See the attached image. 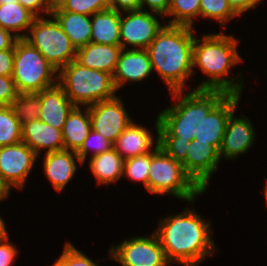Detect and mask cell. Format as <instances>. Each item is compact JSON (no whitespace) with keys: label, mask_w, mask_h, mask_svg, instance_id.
Segmentation results:
<instances>
[{"label":"cell","mask_w":267,"mask_h":266,"mask_svg":"<svg viewBox=\"0 0 267 266\" xmlns=\"http://www.w3.org/2000/svg\"><path fill=\"white\" fill-rule=\"evenodd\" d=\"M159 219L154 232L171 264L199 266L216 253L211 221L203 219L194 208L186 207L181 213Z\"/></svg>","instance_id":"6da1fadb"},{"label":"cell","mask_w":267,"mask_h":266,"mask_svg":"<svg viewBox=\"0 0 267 266\" xmlns=\"http://www.w3.org/2000/svg\"><path fill=\"white\" fill-rule=\"evenodd\" d=\"M222 31L216 34H203L202 39L195 35L193 75L195 67L198 66L207 79L194 90H219L227 94L242 95L244 87L242 72H238V78L230 76V69L243 62L238 51L240 38L225 34V30Z\"/></svg>","instance_id":"7a4b0ae2"},{"label":"cell","mask_w":267,"mask_h":266,"mask_svg":"<svg viewBox=\"0 0 267 266\" xmlns=\"http://www.w3.org/2000/svg\"><path fill=\"white\" fill-rule=\"evenodd\" d=\"M195 28L165 24L146 48L153 71L162 78L169 92L186 90L193 77Z\"/></svg>","instance_id":"3957f363"},{"label":"cell","mask_w":267,"mask_h":266,"mask_svg":"<svg viewBox=\"0 0 267 266\" xmlns=\"http://www.w3.org/2000/svg\"><path fill=\"white\" fill-rule=\"evenodd\" d=\"M58 84L75 106H89L117 96L111 74L84 67L76 60L58 72Z\"/></svg>","instance_id":"277c9868"},{"label":"cell","mask_w":267,"mask_h":266,"mask_svg":"<svg viewBox=\"0 0 267 266\" xmlns=\"http://www.w3.org/2000/svg\"><path fill=\"white\" fill-rule=\"evenodd\" d=\"M148 192L172 195L191 205L204 192L185 172L183 164L166 154L159 145L152 150L148 176Z\"/></svg>","instance_id":"5b68a950"},{"label":"cell","mask_w":267,"mask_h":266,"mask_svg":"<svg viewBox=\"0 0 267 266\" xmlns=\"http://www.w3.org/2000/svg\"><path fill=\"white\" fill-rule=\"evenodd\" d=\"M172 91L174 104L159 112L158 137H179L193 141L201 126V90Z\"/></svg>","instance_id":"8992f818"},{"label":"cell","mask_w":267,"mask_h":266,"mask_svg":"<svg viewBox=\"0 0 267 266\" xmlns=\"http://www.w3.org/2000/svg\"><path fill=\"white\" fill-rule=\"evenodd\" d=\"M12 77L18 93H37L58 83V71L24 38L14 45Z\"/></svg>","instance_id":"52a82bcc"},{"label":"cell","mask_w":267,"mask_h":266,"mask_svg":"<svg viewBox=\"0 0 267 266\" xmlns=\"http://www.w3.org/2000/svg\"><path fill=\"white\" fill-rule=\"evenodd\" d=\"M28 32L24 39L58 72L76 60L77 49L52 15L36 17Z\"/></svg>","instance_id":"ba28073f"},{"label":"cell","mask_w":267,"mask_h":266,"mask_svg":"<svg viewBox=\"0 0 267 266\" xmlns=\"http://www.w3.org/2000/svg\"><path fill=\"white\" fill-rule=\"evenodd\" d=\"M241 95L227 94L219 90H201V126L194 139L209 143L218 151L221 148L226 124L236 111Z\"/></svg>","instance_id":"9c48e42d"},{"label":"cell","mask_w":267,"mask_h":266,"mask_svg":"<svg viewBox=\"0 0 267 266\" xmlns=\"http://www.w3.org/2000/svg\"><path fill=\"white\" fill-rule=\"evenodd\" d=\"M109 258L122 266H172L155 232L150 236H136L112 245Z\"/></svg>","instance_id":"30bf717a"},{"label":"cell","mask_w":267,"mask_h":266,"mask_svg":"<svg viewBox=\"0 0 267 266\" xmlns=\"http://www.w3.org/2000/svg\"><path fill=\"white\" fill-rule=\"evenodd\" d=\"M160 14L136 10L121 12L120 43L123 49H146L166 22L160 23Z\"/></svg>","instance_id":"8fae6325"},{"label":"cell","mask_w":267,"mask_h":266,"mask_svg":"<svg viewBox=\"0 0 267 266\" xmlns=\"http://www.w3.org/2000/svg\"><path fill=\"white\" fill-rule=\"evenodd\" d=\"M39 156L23 141L0 146V180L8 188L24 189Z\"/></svg>","instance_id":"7c38bea8"},{"label":"cell","mask_w":267,"mask_h":266,"mask_svg":"<svg viewBox=\"0 0 267 266\" xmlns=\"http://www.w3.org/2000/svg\"><path fill=\"white\" fill-rule=\"evenodd\" d=\"M88 110L92 130L104 136L112 144L134 120L129 116L121 96L89 105Z\"/></svg>","instance_id":"4fadbf2b"},{"label":"cell","mask_w":267,"mask_h":266,"mask_svg":"<svg viewBox=\"0 0 267 266\" xmlns=\"http://www.w3.org/2000/svg\"><path fill=\"white\" fill-rule=\"evenodd\" d=\"M220 162V153L214 146L194 139L191 141L187 159L182 164L185 172L206 191Z\"/></svg>","instance_id":"5bb4252c"},{"label":"cell","mask_w":267,"mask_h":266,"mask_svg":"<svg viewBox=\"0 0 267 266\" xmlns=\"http://www.w3.org/2000/svg\"><path fill=\"white\" fill-rule=\"evenodd\" d=\"M234 111L226 124L223 142L219 150L220 158L231 160L246 154L254 146L256 132L252 122L245 115H235Z\"/></svg>","instance_id":"9a60e30c"},{"label":"cell","mask_w":267,"mask_h":266,"mask_svg":"<svg viewBox=\"0 0 267 266\" xmlns=\"http://www.w3.org/2000/svg\"><path fill=\"white\" fill-rule=\"evenodd\" d=\"M153 72L146 49H123L113 74V83L118 92L126 83L146 80Z\"/></svg>","instance_id":"2e32d148"},{"label":"cell","mask_w":267,"mask_h":266,"mask_svg":"<svg viewBox=\"0 0 267 266\" xmlns=\"http://www.w3.org/2000/svg\"><path fill=\"white\" fill-rule=\"evenodd\" d=\"M156 118L154 124L157 132L156 141L153 140L155 137L154 134H151V129H147L134 121L118 136L113 148L124 160L147 154L158 146L159 119Z\"/></svg>","instance_id":"e0dca14e"},{"label":"cell","mask_w":267,"mask_h":266,"mask_svg":"<svg viewBox=\"0 0 267 266\" xmlns=\"http://www.w3.org/2000/svg\"><path fill=\"white\" fill-rule=\"evenodd\" d=\"M43 159L45 176L53 185L54 190L59 193L64 191L66 185L75 176L77 163L80 166L83 165L77 153L67 149L46 153Z\"/></svg>","instance_id":"ac0fdd59"},{"label":"cell","mask_w":267,"mask_h":266,"mask_svg":"<svg viewBox=\"0 0 267 266\" xmlns=\"http://www.w3.org/2000/svg\"><path fill=\"white\" fill-rule=\"evenodd\" d=\"M38 96L41 100L38 119L56 129L62 130L68 115L75 105L58 83L38 92Z\"/></svg>","instance_id":"d6986e66"},{"label":"cell","mask_w":267,"mask_h":266,"mask_svg":"<svg viewBox=\"0 0 267 266\" xmlns=\"http://www.w3.org/2000/svg\"><path fill=\"white\" fill-rule=\"evenodd\" d=\"M22 141L38 156L45 153L64 150L62 130L40 121H30L22 125Z\"/></svg>","instance_id":"ffe728a7"},{"label":"cell","mask_w":267,"mask_h":266,"mask_svg":"<svg viewBox=\"0 0 267 266\" xmlns=\"http://www.w3.org/2000/svg\"><path fill=\"white\" fill-rule=\"evenodd\" d=\"M122 50L121 46L90 42L77 49L76 61L84 67L104 71L113 76Z\"/></svg>","instance_id":"44dd1931"},{"label":"cell","mask_w":267,"mask_h":266,"mask_svg":"<svg viewBox=\"0 0 267 266\" xmlns=\"http://www.w3.org/2000/svg\"><path fill=\"white\" fill-rule=\"evenodd\" d=\"M120 22L121 12L111 8L91 15V42L121 46Z\"/></svg>","instance_id":"7402d4cb"},{"label":"cell","mask_w":267,"mask_h":266,"mask_svg":"<svg viewBox=\"0 0 267 266\" xmlns=\"http://www.w3.org/2000/svg\"><path fill=\"white\" fill-rule=\"evenodd\" d=\"M88 159L89 170L98 185L108 186L123 178L124 159L114 148Z\"/></svg>","instance_id":"603a6c76"},{"label":"cell","mask_w":267,"mask_h":266,"mask_svg":"<svg viewBox=\"0 0 267 266\" xmlns=\"http://www.w3.org/2000/svg\"><path fill=\"white\" fill-rule=\"evenodd\" d=\"M81 109L75 106L63 125L64 149L77 152L92 129L88 106Z\"/></svg>","instance_id":"cb8c5ba5"},{"label":"cell","mask_w":267,"mask_h":266,"mask_svg":"<svg viewBox=\"0 0 267 266\" xmlns=\"http://www.w3.org/2000/svg\"><path fill=\"white\" fill-rule=\"evenodd\" d=\"M76 49L91 42V16L69 11H51Z\"/></svg>","instance_id":"d4e9b609"},{"label":"cell","mask_w":267,"mask_h":266,"mask_svg":"<svg viewBox=\"0 0 267 266\" xmlns=\"http://www.w3.org/2000/svg\"><path fill=\"white\" fill-rule=\"evenodd\" d=\"M35 18L36 16L19 2L0 4V27L18 39L25 38Z\"/></svg>","instance_id":"484cf974"},{"label":"cell","mask_w":267,"mask_h":266,"mask_svg":"<svg viewBox=\"0 0 267 266\" xmlns=\"http://www.w3.org/2000/svg\"><path fill=\"white\" fill-rule=\"evenodd\" d=\"M168 25L194 27L195 19L200 18V0H170V6L165 18Z\"/></svg>","instance_id":"4316f807"},{"label":"cell","mask_w":267,"mask_h":266,"mask_svg":"<svg viewBox=\"0 0 267 266\" xmlns=\"http://www.w3.org/2000/svg\"><path fill=\"white\" fill-rule=\"evenodd\" d=\"M22 142V125L11 106H0V146Z\"/></svg>","instance_id":"83f0119b"},{"label":"cell","mask_w":267,"mask_h":266,"mask_svg":"<svg viewBox=\"0 0 267 266\" xmlns=\"http://www.w3.org/2000/svg\"><path fill=\"white\" fill-rule=\"evenodd\" d=\"M18 118L19 123L24 125L30 121L37 120L41 107V100L37 93H18L10 105Z\"/></svg>","instance_id":"f1b7e54d"},{"label":"cell","mask_w":267,"mask_h":266,"mask_svg":"<svg viewBox=\"0 0 267 266\" xmlns=\"http://www.w3.org/2000/svg\"><path fill=\"white\" fill-rule=\"evenodd\" d=\"M200 17L215 20L221 28L236 17H240L229 5L228 0H200Z\"/></svg>","instance_id":"f546056e"},{"label":"cell","mask_w":267,"mask_h":266,"mask_svg":"<svg viewBox=\"0 0 267 266\" xmlns=\"http://www.w3.org/2000/svg\"><path fill=\"white\" fill-rule=\"evenodd\" d=\"M151 158L152 151L144 155L124 160L122 176H127L131 181L143 183L145 189L148 191V176Z\"/></svg>","instance_id":"4dcf8cb0"},{"label":"cell","mask_w":267,"mask_h":266,"mask_svg":"<svg viewBox=\"0 0 267 266\" xmlns=\"http://www.w3.org/2000/svg\"><path fill=\"white\" fill-rule=\"evenodd\" d=\"M109 8V0H54L52 11H69L91 16Z\"/></svg>","instance_id":"1f68e13d"},{"label":"cell","mask_w":267,"mask_h":266,"mask_svg":"<svg viewBox=\"0 0 267 266\" xmlns=\"http://www.w3.org/2000/svg\"><path fill=\"white\" fill-rule=\"evenodd\" d=\"M111 148H113V144L109 140L91 129L88 136L84 140L83 145L76 153L80 158L82 164H85L89 152L92 151L90 157H93L103 152L109 151Z\"/></svg>","instance_id":"d6a6232c"},{"label":"cell","mask_w":267,"mask_h":266,"mask_svg":"<svg viewBox=\"0 0 267 266\" xmlns=\"http://www.w3.org/2000/svg\"><path fill=\"white\" fill-rule=\"evenodd\" d=\"M51 266H99L71 242L66 241L59 258Z\"/></svg>","instance_id":"836d02e7"},{"label":"cell","mask_w":267,"mask_h":266,"mask_svg":"<svg viewBox=\"0 0 267 266\" xmlns=\"http://www.w3.org/2000/svg\"><path fill=\"white\" fill-rule=\"evenodd\" d=\"M159 147L176 161L183 163L188 156L191 141L179 140V137H158Z\"/></svg>","instance_id":"e575fe53"},{"label":"cell","mask_w":267,"mask_h":266,"mask_svg":"<svg viewBox=\"0 0 267 266\" xmlns=\"http://www.w3.org/2000/svg\"><path fill=\"white\" fill-rule=\"evenodd\" d=\"M17 95L13 77L0 76V106H10Z\"/></svg>","instance_id":"d590c367"},{"label":"cell","mask_w":267,"mask_h":266,"mask_svg":"<svg viewBox=\"0 0 267 266\" xmlns=\"http://www.w3.org/2000/svg\"><path fill=\"white\" fill-rule=\"evenodd\" d=\"M19 3L32 12L36 17H46L51 15L54 6V0H19Z\"/></svg>","instance_id":"8d00e7d4"},{"label":"cell","mask_w":267,"mask_h":266,"mask_svg":"<svg viewBox=\"0 0 267 266\" xmlns=\"http://www.w3.org/2000/svg\"><path fill=\"white\" fill-rule=\"evenodd\" d=\"M9 234L0 240V266H12L19 254L17 246L9 242Z\"/></svg>","instance_id":"74e56055"},{"label":"cell","mask_w":267,"mask_h":266,"mask_svg":"<svg viewBox=\"0 0 267 266\" xmlns=\"http://www.w3.org/2000/svg\"><path fill=\"white\" fill-rule=\"evenodd\" d=\"M14 65V46L0 50V76H12Z\"/></svg>","instance_id":"f35d334b"},{"label":"cell","mask_w":267,"mask_h":266,"mask_svg":"<svg viewBox=\"0 0 267 266\" xmlns=\"http://www.w3.org/2000/svg\"><path fill=\"white\" fill-rule=\"evenodd\" d=\"M141 10L145 11V6L148 7L146 11L154 12L162 15L164 18L168 13L170 0H140Z\"/></svg>","instance_id":"ab89813d"},{"label":"cell","mask_w":267,"mask_h":266,"mask_svg":"<svg viewBox=\"0 0 267 266\" xmlns=\"http://www.w3.org/2000/svg\"><path fill=\"white\" fill-rule=\"evenodd\" d=\"M232 9L240 16L251 9H256L262 0H228Z\"/></svg>","instance_id":"60d3db41"},{"label":"cell","mask_w":267,"mask_h":266,"mask_svg":"<svg viewBox=\"0 0 267 266\" xmlns=\"http://www.w3.org/2000/svg\"><path fill=\"white\" fill-rule=\"evenodd\" d=\"M109 5L118 12L141 10L140 0H109Z\"/></svg>","instance_id":"b9f144b4"},{"label":"cell","mask_w":267,"mask_h":266,"mask_svg":"<svg viewBox=\"0 0 267 266\" xmlns=\"http://www.w3.org/2000/svg\"><path fill=\"white\" fill-rule=\"evenodd\" d=\"M17 39L11 32L0 27V50L11 49Z\"/></svg>","instance_id":"7bdbcfd3"},{"label":"cell","mask_w":267,"mask_h":266,"mask_svg":"<svg viewBox=\"0 0 267 266\" xmlns=\"http://www.w3.org/2000/svg\"><path fill=\"white\" fill-rule=\"evenodd\" d=\"M11 192L8 190V188L1 182L0 180V202L4 201L5 199H9Z\"/></svg>","instance_id":"ee69618b"},{"label":"cell","mask_w":267,"mask_h":266,"mask_svg":"<svg viewBox=\"0 0 267 266\" xmlns=\"http://www.w3.org/2000/svg\"><path fill=\"white\" fill-rule=\"evenodd\" d=\"M8 235V231L6 229V223L3 218L0 216V240Z\"/></svg>","instance_id":"f6af8a7d"},{"label":"cell","mask_w":267,"mask_h":266,"mask_svg":"<svg viewBox=\"0 0 267 266\" xmlns=\"http://www.w3.org/2000/svg\"><path fill=\"white\" fill-rule=\"evenodd\" d=\"M10 2H19V0H0V4H7Z\"/></svg>","instance_id":"bcb514c9"},{"label":"cell","mask_w":267,"mask_h":266,"mask_svg":"<svg viewBox=\"0 0 267 266\" xmlns=\"http://www.w3.org/2000/svg\"><path fill=\"white\" fill-rule=\"evenodd\" d=\"M264 197H265L266 206H267V182H266L265 189H264Z\"/></svg>","instance_id":"7dc6e473"}]
</instances>
